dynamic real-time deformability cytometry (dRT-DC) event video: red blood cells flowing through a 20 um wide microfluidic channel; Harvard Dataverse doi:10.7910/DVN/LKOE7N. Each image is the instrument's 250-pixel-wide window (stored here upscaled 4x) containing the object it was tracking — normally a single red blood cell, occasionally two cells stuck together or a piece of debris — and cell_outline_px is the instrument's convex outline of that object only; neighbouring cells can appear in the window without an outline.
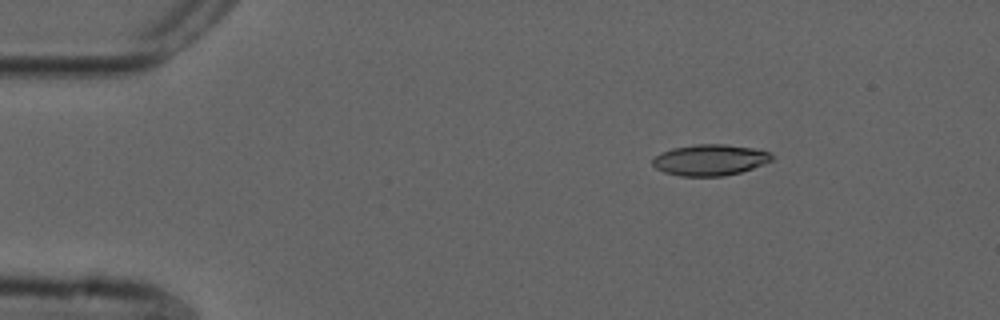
{"species": "common noctule bat (a hibernating species)", "species_latin": "Nyctalus noctula", "temperature_condition": "cold", "stored_images_in_passage": 48, "camera_frame_rate_fps": 3000, "um_per_image_px": 0.085, "animal": {"sex": "male", "forearm_length_mm": 52.5}, "frame": {"image": 1, "passage_image": 1, "time_ms": 0.0, "image_size_px": [1000, 320], "cell_outline_px": [[772, 160], [752, 168], [740, 172], [724, 176], [680, 176], [664, 172], [656, 168], [652, 164], [652, 160], [660, 152], [672, 148], [696, 144], [724, 144], [752, 148], [772, 152]], "centroid_in_image_um": [60.33, 13.59], "position_along_channel_um": 24.7, "area_um2": 21.56}}
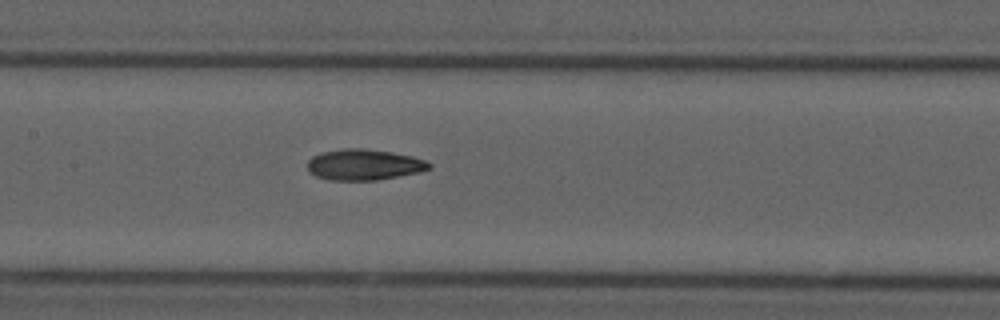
{"frame": {"image": 2, "passage_image": 19, "time_ms": 6.0, "image_size_px": [1000, 320], "cell_outline_px": [[432, 168], [420, 172], [376, 180], [328, 180], [316, 176], [308, 168], [308, 160], [312, 156], [320, 152], [344, 148], [364, 148], [392, 152], [412, 156], [424, 160], [432, 164]], "centroid_in_image_um": [30.95, 13.99], "position_along_channel_um": 176.5, "area_um2": 21.96}}
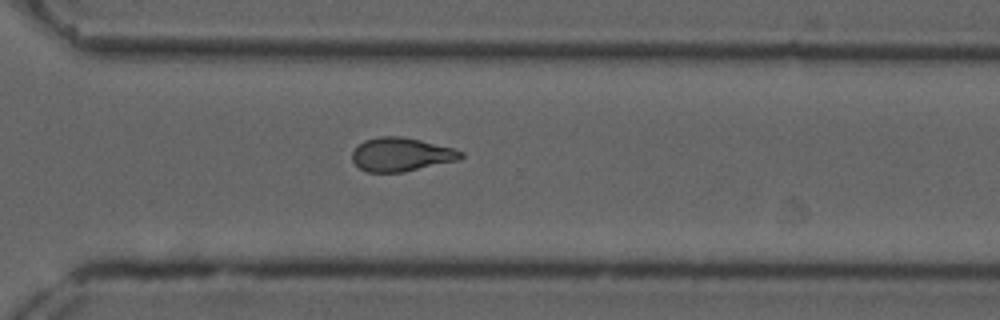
{"frame": {"image": 3, "passage_image": 32, "time_ms": 10.333, "image_size_px": [1000, 320], "cell_outline_px": [[464, 156], [460, 160], [404, 172], [368, 172], [360, 168], [352, 160], [352, 152], [364, 140], [380, 136], [400, 136], [420, 140], [452, 148], [464, 152]], "centroid_in_image_um": [34.12, 13.14], "position_along_channel_um": 336.5, "area_um2": 21.27}, "authors_computed_cell_mechanics": {"area_um2": 21.5305, "velocity_mm_per_s": 3.7038, "shape_relaxation_time_tau1_ms": 10.9261, "shape_relaxation_time_tau2_ms": 5.2788, "deformation_change_tau1": 0.2157, "deformation_change_tau2": 0.1348}}